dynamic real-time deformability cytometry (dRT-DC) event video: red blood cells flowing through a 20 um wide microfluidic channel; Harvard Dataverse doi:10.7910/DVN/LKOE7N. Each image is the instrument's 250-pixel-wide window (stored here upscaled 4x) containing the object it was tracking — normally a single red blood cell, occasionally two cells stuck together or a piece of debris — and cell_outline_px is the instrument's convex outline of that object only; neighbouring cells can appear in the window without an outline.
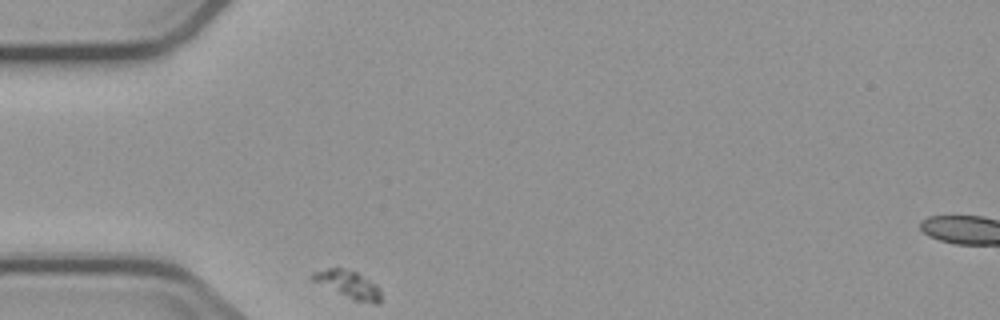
{"species": "common noctule bat (a hibernating species)", "species_latin": "Nyctalus noctula", "temperature_condition": "cold", "stored_images_in_passage": 5, "camera_frame_rate_fps": 3000, "um_per_image_px": 0.085, "animal": {"sex": "male", "body_mass_g": 23.1, "forearm_length_mm": 52.7}, "frame": {"image": 1, "passage_image": 1, "time_ms": 0.0, "image_size_px": [1000, 320], "cell_outline_px": [[380, 300], [376, 304], [372, 304], [356, 300], [312, 280], [308, 276], [312, 272], [328, 268], [340, 268], [356, 272], [376, 284], [380, 288]], "centroid_in_image_um": [29.6, 24.16], "position_along_channel_um": 55.4, "area_um2": 10.64}}
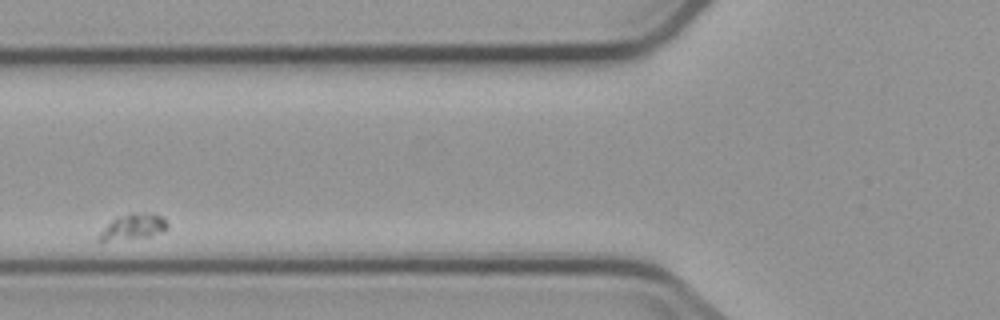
{"frame": {"image": 2, "passage_image": 3, "time_ms": 2.333, "image_size_px": [1000, 320], "cell_outline_px": [[168, 228], [164, 232], [148, 236], [100, 244], [96, 240], [100, 232], [116, 216], [132, 212], [148, 212], [160, 216], [168, 224]], "centroid_in_image_um": [11.24, 19.31], "position_along_channel_um": 114.6, "area_um2": 10.69}}